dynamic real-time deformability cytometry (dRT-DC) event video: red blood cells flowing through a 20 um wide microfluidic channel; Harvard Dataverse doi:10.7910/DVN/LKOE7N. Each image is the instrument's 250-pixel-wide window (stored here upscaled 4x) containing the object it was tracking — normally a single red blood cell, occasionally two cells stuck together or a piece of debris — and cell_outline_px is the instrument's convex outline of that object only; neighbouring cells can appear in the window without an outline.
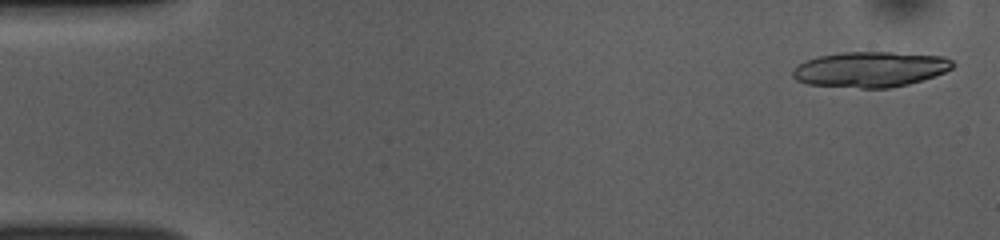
{"species": "common noctule bat (a hibernating species)", "species_latin": "Nyctalus noctula", "temperature_condition": "room temperature", "stored_images_in_passage": 17, "camera_frame_rate_fps": 3000, "um_per_image_px": 0.085, "animal": {"sex": "female", "body_mass_g": 10.0, "forearm_length_mm": 53.1}, "frame": {"image": 1, "passage_image": 2, "time_ms": 0.333, "image_size_px": [1000, 240], "cell_outline_px": [[956, 64], [952, 68], [944, 72], [908, 84], [888, 88], [860, 88], [808, 84], [796, 80], [792, 76], [792, 68], [816, 56], [840, 52], [892, 52], [944, 56], [952, 60]], "centroid_in_image_um": [73.96, 5.88], "position_along_channel_um": 11.0, "area_um2": 33.06}}